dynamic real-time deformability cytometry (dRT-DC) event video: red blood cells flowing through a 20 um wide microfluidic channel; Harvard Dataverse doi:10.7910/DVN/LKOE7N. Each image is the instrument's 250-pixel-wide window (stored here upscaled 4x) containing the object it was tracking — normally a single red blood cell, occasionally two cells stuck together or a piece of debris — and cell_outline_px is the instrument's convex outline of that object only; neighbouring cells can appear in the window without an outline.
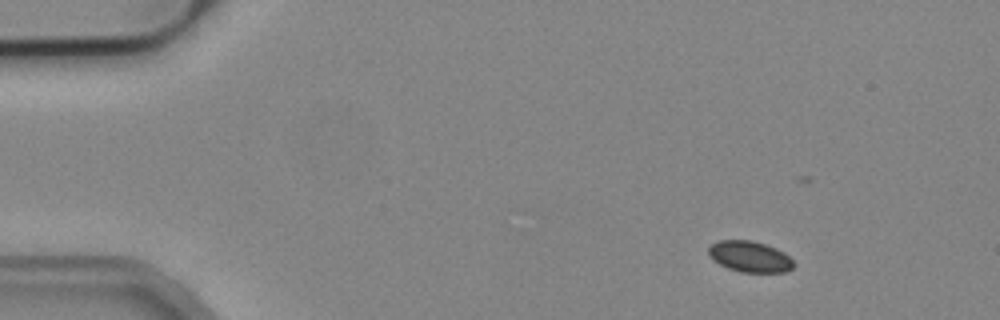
{"species": "common noctule bat (a hibernating species)", "species_latin": "Nyctalus noctula", "temperature_condition": "cold", "stored_images_in_passage": 7, "camera_frame_rate_fps": 3000, "um_per_image_px": 0.085, "animal": {"sex": "male", "body_mass_g": 19.2, "forearm_length_mm": 51.8}, "frame": {"image": 1, "passage_image": 1, "time_ms": 0.0, "image_size_px": [1000, 320], "cell_outline_px": [[796, 264], [792, 268], [784, 272], [740, 272], [728, 268], [712, 260], [708, 256], [708, 248], [712, 244], [720, 240], [752, 240], [776, 248], [784, 252]], "centroid_in_image_um": [63.72, 21.81], "position_along_channel_um": 21.3, "area_um2": 15.43}}
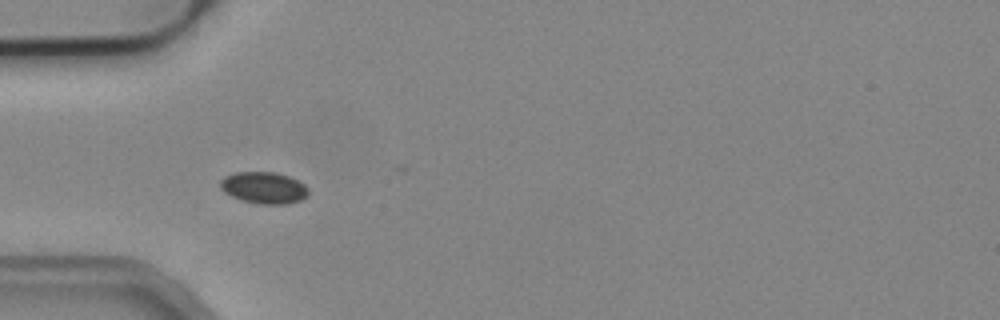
{"frame": {"image": 2, "passage_image": 4, "time_ms": 1.0, "image_size_px": [1000, 320], "cell_outline_px": [[308, 196], [300, 200], [288, 204], [260, 204], [240, 200], [224, 192], [220, 188], [220, 180], [224, 176], [236, 172], [276, 172], [288, 176], [304, 184], [308, 188]], "centroid_in_image_um": [22.42, 15.96], "position_along_channel_um": 62.6, "area_um2": 16.36}}
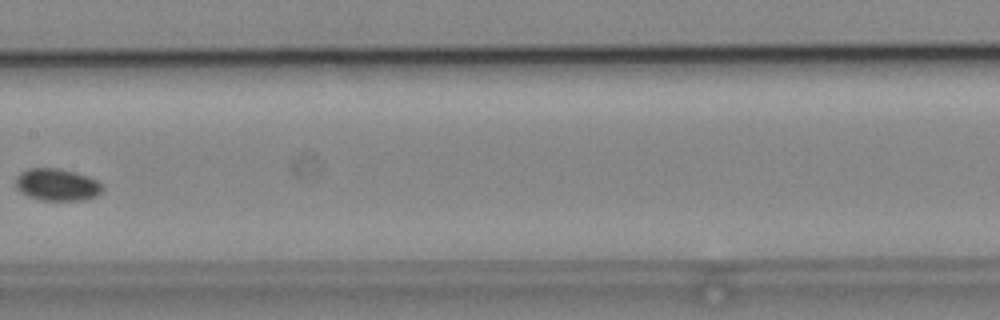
{"frame": {"image": 3, "passage_image": 7, "time_ms": 2.0, "image_size_px": [1000, 320], "cell_outline_px": [[104, 188], [96, 196], [84, 200], [40, 200], [28, 196], [20, 192], [16, 188], [16, 176], [20, 172], [28, 168], [56, 168], [76, 172], [88, 176], [96, 180]], "centroid_in_image_um": [4.82, 15.69], "position_along_channel_um": 202.6, "area_um2": 16.3}}